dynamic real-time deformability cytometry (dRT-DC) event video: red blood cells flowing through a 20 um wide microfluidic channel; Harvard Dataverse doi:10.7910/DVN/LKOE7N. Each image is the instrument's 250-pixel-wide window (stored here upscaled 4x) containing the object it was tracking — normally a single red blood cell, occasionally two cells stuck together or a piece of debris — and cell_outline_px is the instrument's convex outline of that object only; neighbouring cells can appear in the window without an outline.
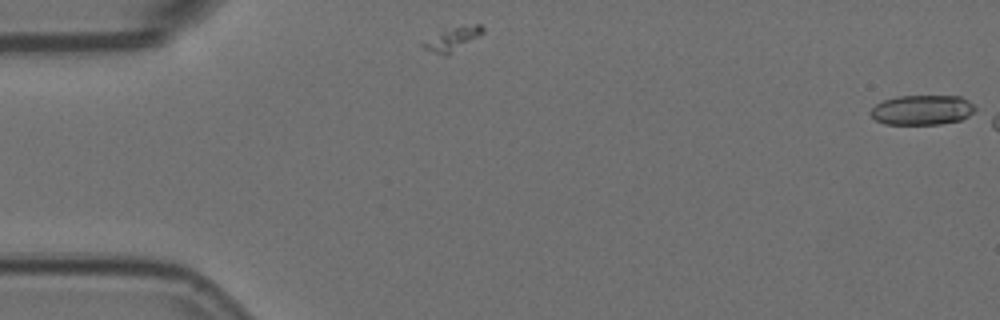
{"species": "Egyptian fruit bat (a non-hibernating species)", "species_latin": "Rousettus aegyptiacus", "temperature_condition": "room temperature", "stored_images_in_passage": 7, "camera_frame_rate_fps": 3000, "um_per_image_px": 0.085, "animal": {"sex": "female"}, "frame": {"image": 1, "passage_image": 1, "time_ms": 0.0, "image_size_px": [1000, 320], "cell_outline_px": [[976, 112], [960, 120], [940, 124], [884, 124], [876, 120], [868, 112], [876, 104], [884, 100], [896, 96], [960, 96], [968, 100], [976, 108]], "centroid_in_image_um": [78.38, 9.34], "position_along_channel_um": 6.6, "area_um2": 18.26}}